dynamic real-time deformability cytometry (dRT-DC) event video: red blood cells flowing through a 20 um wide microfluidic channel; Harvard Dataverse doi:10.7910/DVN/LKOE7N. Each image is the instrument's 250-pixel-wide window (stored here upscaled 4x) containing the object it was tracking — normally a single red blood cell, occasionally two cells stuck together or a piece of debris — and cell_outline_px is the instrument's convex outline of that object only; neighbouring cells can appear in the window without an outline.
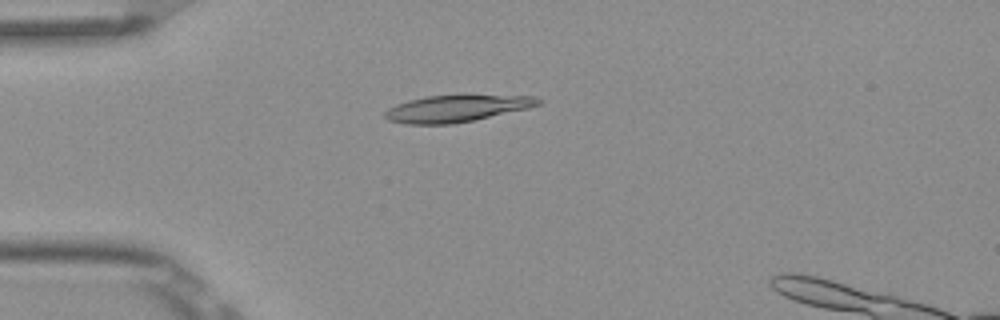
{"species": "Egyptian fruit bat (a non-hibernating species)", "species_latin": "Rousettus aegyptiacus", "temperature_condition": "room temperature", "stored_images_in_passage": 5, "camera_frame_rate_fps": 3000, "um_per_image_px": 0.085, "frame": {"image": 1, "passage_image": 5, "time_ms": 1.333, "image_size_px": [1000, 320], "cell_outline_px": [[544, 100], [540, 104], [528, 108], [472, 120], [452, 124], [404, 124], [388, 120], [384, 116], [384, 112], [388, 108], [396, 104], [408, 100], [428, 96], [464, 92], [536, 96]], "centroid_in_image_um": [38.87, 9.16], "position_along_channel_um": 46.1, "area_um2": 25.09}}